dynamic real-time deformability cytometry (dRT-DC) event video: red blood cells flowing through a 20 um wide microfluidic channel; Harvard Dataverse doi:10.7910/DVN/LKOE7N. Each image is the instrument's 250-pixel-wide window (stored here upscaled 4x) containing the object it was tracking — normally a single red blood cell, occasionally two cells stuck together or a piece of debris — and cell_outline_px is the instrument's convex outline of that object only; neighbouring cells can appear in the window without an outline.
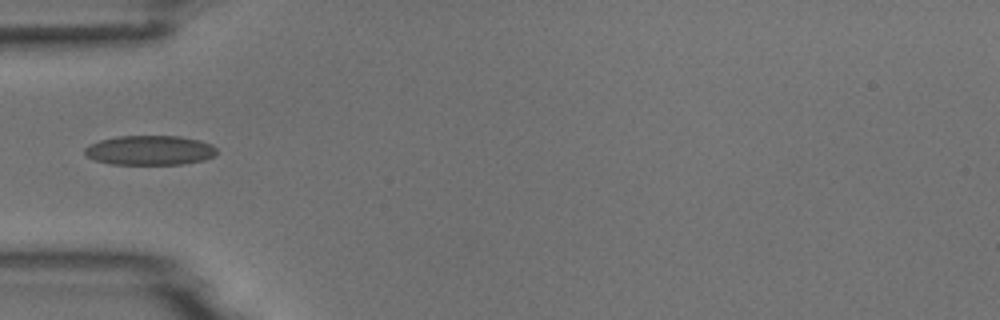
{"species": "common noctule bat (a hibernating species)", "species_latin": "Nyctalus noctula", "temperature_condition": "room temperature", "stored_images_in_passage": 4, "camera_frame_rate_fps": 3000, "um_per_image_px": 0.085, "animal": {"sex": "male", "body_mass_g": 18.8}, "frame": {"image": 1, "passage_image": 4, "time_ms": 3.333, "image_size_px": [1000, 320], "cell_outline_px": [[216, 152], [212, 156], [204, 160], [180, 164], [112, 164], [96, 160], [88, 156], [84, 152], [84, 148], [88, 144], [100, 140], [120, 136], [180, 136], [200, 140], [212, 144], [216, 148]], "centroid_in_image_um": [12.73, 12.76], "position_along_channel_um": 72.3, "area_um2": 22.66}}